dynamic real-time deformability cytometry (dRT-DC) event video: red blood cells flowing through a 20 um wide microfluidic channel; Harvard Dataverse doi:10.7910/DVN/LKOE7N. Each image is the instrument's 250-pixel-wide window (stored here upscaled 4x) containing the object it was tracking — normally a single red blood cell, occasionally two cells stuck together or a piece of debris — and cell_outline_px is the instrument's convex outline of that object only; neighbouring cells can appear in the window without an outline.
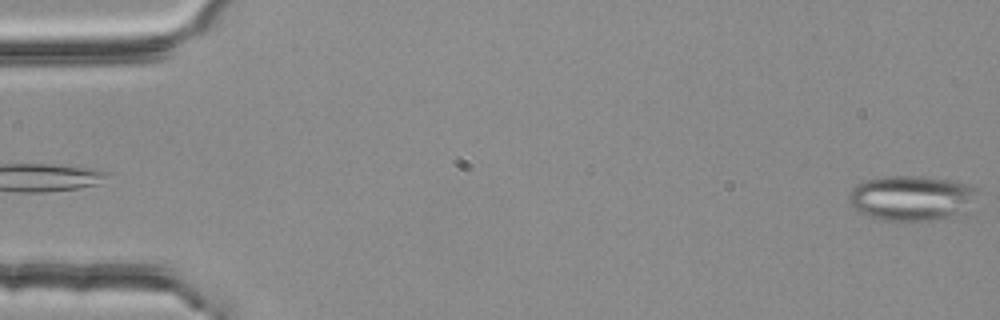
{"species": "common noctule bat (a hibernating species)", "species_latin": "Nyctalus noctula", "temperature_condition": "room temperature", "stored_images_in_passage": 4, "segment_of_instrument_passage": [2, 2], "camera_frame_rate_fps": 3000, "um_per_image_px": 0.085, "animal": {"sex": "female", "body_mass_g": 25.1}, "frame": {"image": 1, "passage_image": 4, "time_ms": 1.0, "image_size_px": [1000, 320], "cell_outline_px": [[980, 188], [964, 212], [936, 220], [880, 220], [868, 216], [860, 212], [848, 204], [848, 192], [856, 184], [864, 180], [884, 176], [924, 176], [948, 180], [968, 184]], "centroid_in_image_um": [77.42, 16.82], "position_along_channel_um": 7.6, "area_um2": 33.87}}